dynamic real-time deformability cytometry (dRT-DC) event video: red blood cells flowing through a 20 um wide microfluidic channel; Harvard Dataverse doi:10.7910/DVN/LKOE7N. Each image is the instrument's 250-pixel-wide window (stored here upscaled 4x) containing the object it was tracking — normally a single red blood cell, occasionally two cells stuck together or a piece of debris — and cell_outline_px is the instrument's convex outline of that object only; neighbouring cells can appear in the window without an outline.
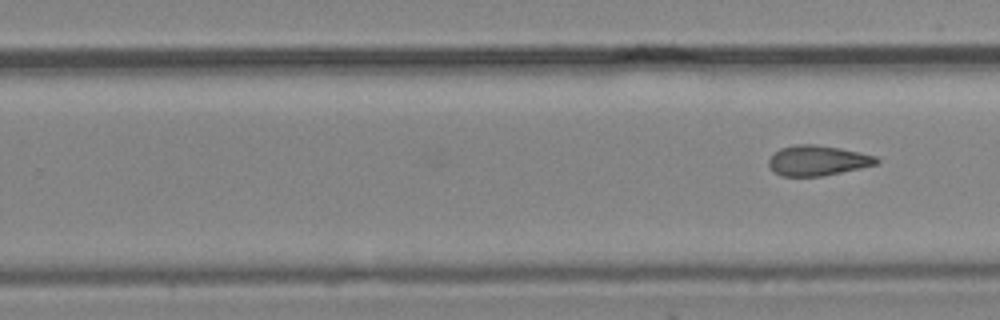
{"species": "common noctule bat (a hibernating species)", "species_latin": "Nyctalus noctula", "temperature_condition": "cold", "stored_images_in_passage": 10, "segment_of_instrument_passage": [2, 2], "camera_frame_rate_fps": 3000, "um_per_image_px": 0.085, "animal": {"sex": "male", "body_mass_g": 19.2, "forearm_length_mm": 51.8}, "frame": {"image": 1, "passage_image": 10, "time_ms": 3.0, "image_size_px": [1000, 320], "cell_outline_px": [[880, 160], [876, 164], [860, 168], [820, 176], [780, 176], [768, 164], [768, 160], [780, 148], [796, 144], [816, 144], [840, 148], [860, 152], [876, 156]], "centroid_in_image_um": [69.5, 13.63], "position_along_channel_um": 260.3, "area_um2": 18.79}}